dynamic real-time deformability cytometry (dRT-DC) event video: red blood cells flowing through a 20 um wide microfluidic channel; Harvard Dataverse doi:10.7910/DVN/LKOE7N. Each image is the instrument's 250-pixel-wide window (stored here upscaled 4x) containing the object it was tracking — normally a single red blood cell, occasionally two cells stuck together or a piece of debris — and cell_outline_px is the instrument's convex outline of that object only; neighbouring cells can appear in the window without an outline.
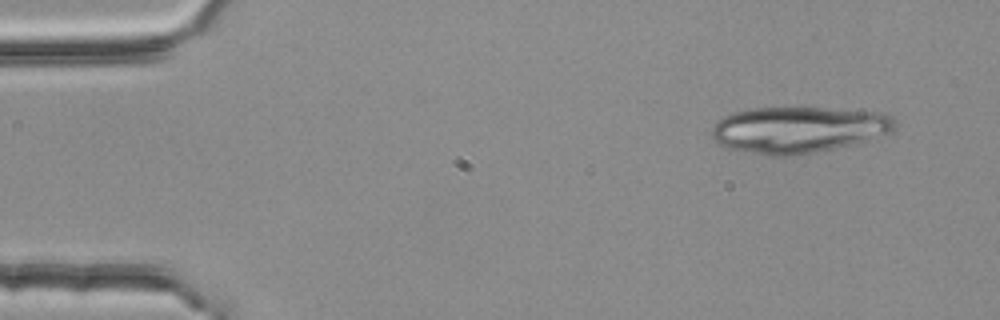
{"species": "common noctule bat (a hibernating species)", "species_latin": "Nyctalus noctula", "temperature_condition": "room temperature", "stored_images_in_passage": 3, "camera_frame_rate_fps": 3000, "um_per_image_px": 0.085, "animal": {"sex": "female", "body_mass_g": 25.1}, "frame": {"image": 1, "passage_image": 1, "time_ms": 0.0, "image_size_px": [1000, 320], "cell_outline_px": [[896, 124], [892, 132], [852, 144], [816, 152], [792, 156], [772, 156], [728, 148], [720, 144], [712, 136], [712, 128], [724, 116], [732, 112], [752, 108], [824, 108], [888, 112], [896, 120]], "centroid_in_image_um": [67.91, 11.01], "position_along_channel_um": 17.1, "area_um2": 49.36}}